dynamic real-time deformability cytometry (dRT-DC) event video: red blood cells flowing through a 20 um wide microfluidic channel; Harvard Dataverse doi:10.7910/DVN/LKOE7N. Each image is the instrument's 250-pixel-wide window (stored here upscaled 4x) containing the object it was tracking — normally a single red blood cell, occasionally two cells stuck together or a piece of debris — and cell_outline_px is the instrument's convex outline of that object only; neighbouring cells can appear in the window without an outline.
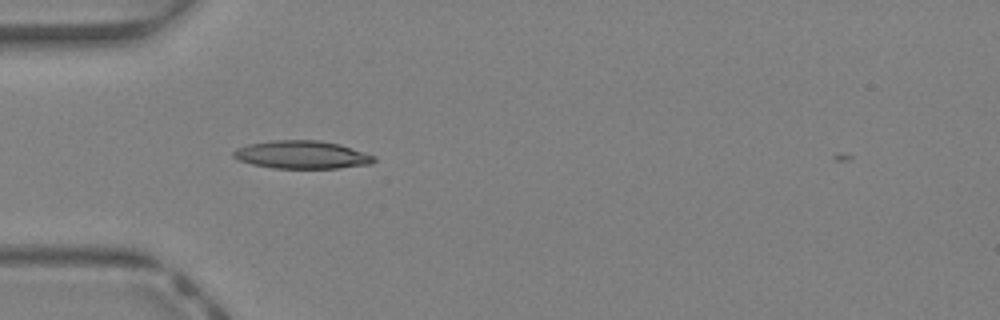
{"species": "Egyptian fruit bat (a non-hibernating species)", "species_latin": "Rousettus aegyptiacus", "temperature_condition": "warm", "stored_images_in_passage": 14, "camera_frame_rate_fps": 3000, "um_per_image_px": 0.085, "animal": {"sex": "female"}, "frame": {"image": 1, "passage_image": 13, "time_ms": 4.0, "image_size_px": [1000, 320], "cell_outline_px": [[376, 160], [372, 164], [340, 168], [272, 168], [252, 164], [240, 160], [232, 156], [232, 152], [236, 148], [248, 144], [272, 140], [320, 140], [340, 144], [376, 156]], "centroid_in_image_um": [25.68, 13.15], "position_along_channel_um": 59.3, "area_um2": 23.06}}